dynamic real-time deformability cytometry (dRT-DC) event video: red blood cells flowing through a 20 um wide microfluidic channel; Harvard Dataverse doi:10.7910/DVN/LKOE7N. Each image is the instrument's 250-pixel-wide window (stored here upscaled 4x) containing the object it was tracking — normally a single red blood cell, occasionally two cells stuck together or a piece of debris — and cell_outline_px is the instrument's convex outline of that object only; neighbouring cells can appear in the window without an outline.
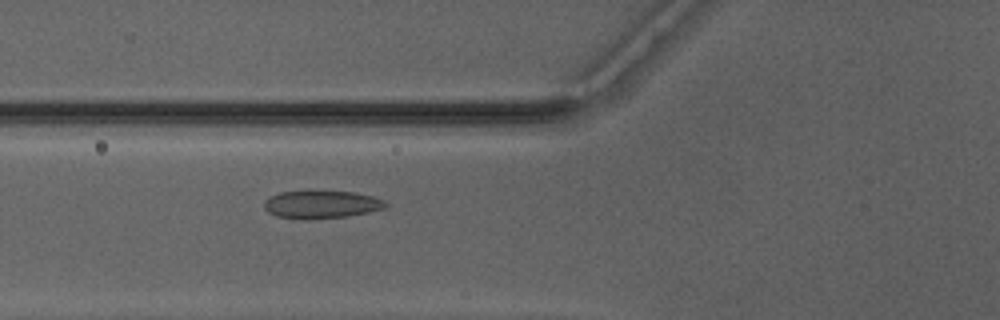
{"species": "Egyptian fruit bat (a non-hibernating species)", "species_latin": "Rousettus aegyptiacus", "temperature_condition": "warm", "stored_images_in_passage": 33, "camera_frame_rate_fps": 3000, "um_per_image_px": 0.085, "animal": {"sex": "male"}, "frame": {"image": 1, "passage_image": 3, "time_ms": 0.667, "image_size_px": [1000, 320], "cell_outline_px": [[388, 204], [384, 208], [368, 212], [348, 216], [308, 220], [276, 216], [268, 212], [264, 208], [264, 200], [268, 196], [280, 192], [352, 192], [372, 196], [384, 200]], "centroid_in_image_um": [27.28, 17.4], "position_along_channel_um": 98.5, "area_um2": 19.54}}
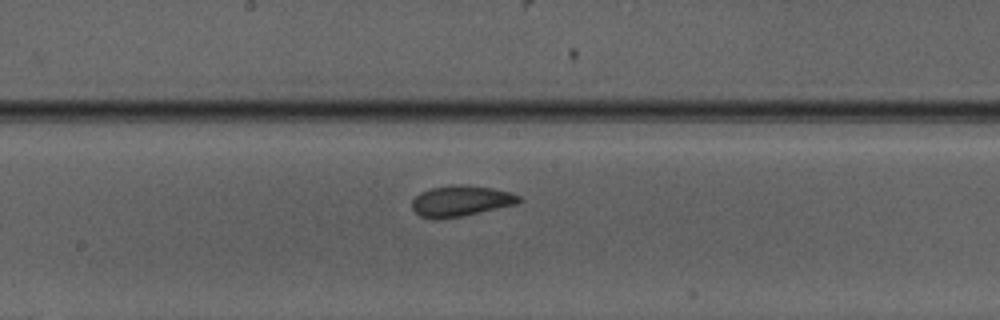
{"frame": {"image": 2, "passage_image": 11, "time_ms": 3.333, "image_size_px": [1000, 320], "cell_outline_px": [[524, 200], [516, 204], [460, 216], [420, 216], [412, 208], [412, 200], [420, 192], [432, 188], [456, 184], [468, 184], [492, 188], [508, 192], [520, 196]], "centroid_in_image_um": [39.22, 17.03], "position_along_channel_um": 209.0, "area_um2": 18.55}}
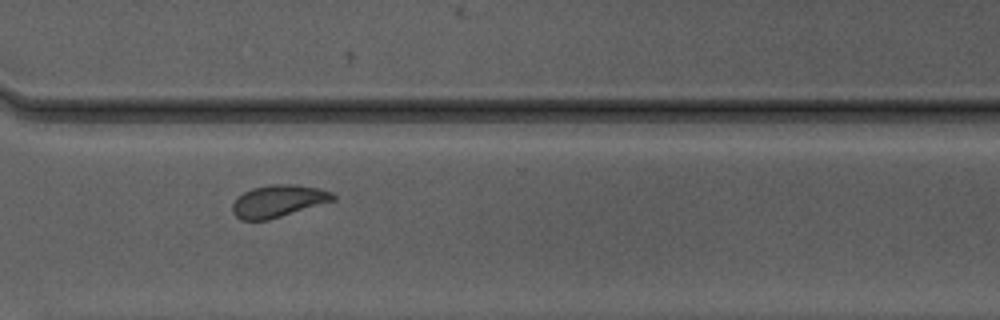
{"frame": {"image": 3, "passage_image": 21, "time_ms": 6.667, "image_size_px": [1000, 320], "cell_outline_px": [[336, 200], [268, 220], [240, 220], [232, 212], [232, 204], [244, 192], [252, 188], [272, 184], [296, 184], [316, 188], [332, 192], [336, 196]], "centroid_in_image_um": [23.66, 17.09], "position_along_channel_um": 346.9, "area_um2": 18.79}, "authors_computed_cell_mechanics": {"area_um2": 18.9006, "velocity_mm_per_s": 4.1412, "shape_relaxation_time_tau1_ms": 7.1591, "shape_relaxation_time_tau2_ms": 0.9951, "deformation_change_tau1": 0.1653, "deformation_change_tau2": 0.057}}